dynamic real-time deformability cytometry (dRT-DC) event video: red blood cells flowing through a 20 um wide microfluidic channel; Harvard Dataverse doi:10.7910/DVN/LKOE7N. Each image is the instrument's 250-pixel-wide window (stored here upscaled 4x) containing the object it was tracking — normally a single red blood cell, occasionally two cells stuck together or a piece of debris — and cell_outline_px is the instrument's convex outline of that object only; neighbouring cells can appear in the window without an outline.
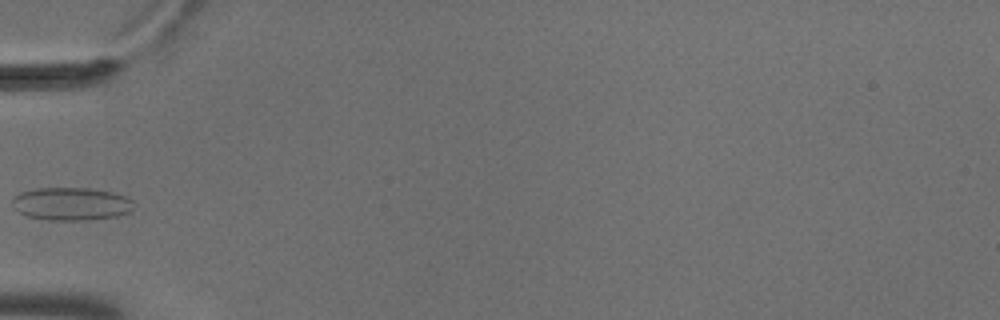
{"species": "common noctule bat (a hibernating species)", "species_latin": "Nyctalus noctula", "temperature_condition": "cold", "stored_images_in_passage": 5, "camera_frame_rate_fps": 3000, "um_per_image_px": 0.085, "animal": {"sex": "male", "body_mass_g": 18.8}, "frame": {"image": 1, "passage_image": 4, "time_ms": 1.0, "image_size_px": [1000, 320], "cell_outline_px": [[136, 208], [128, 212], [116, 216], [88, 220], [48, 220], [28, 216], [16, 212], [12, 208], [12, 196], [20, 192], [36, 188], [88, 188], [112, 192], [124, 196], [132, 200]], "centroid_in_image_um": [6.01, 17.33], "position_along_channel_um": 79.0, "area_um2": 23.58}}